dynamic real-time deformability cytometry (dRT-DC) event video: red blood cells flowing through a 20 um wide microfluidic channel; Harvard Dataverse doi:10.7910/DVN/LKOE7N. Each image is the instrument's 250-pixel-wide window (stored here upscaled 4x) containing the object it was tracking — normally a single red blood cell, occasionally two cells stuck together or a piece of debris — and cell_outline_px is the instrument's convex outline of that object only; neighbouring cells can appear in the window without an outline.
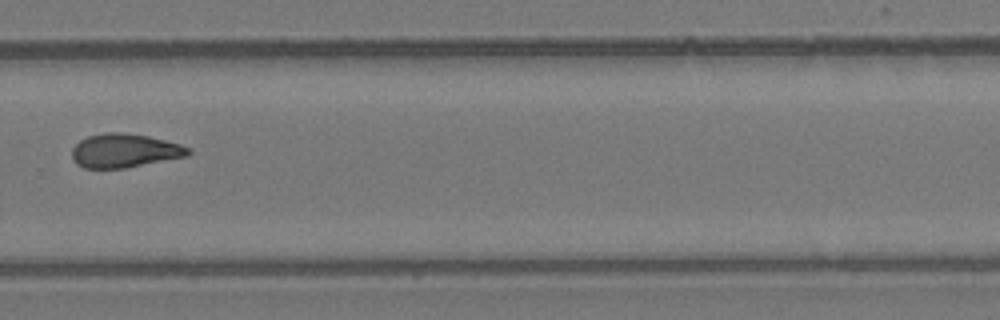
{"species": "common noctule bat (a hibernating species)", "species_latin": "Nyctalus noctula", "temperature_condition": "room temperature", "stored_images_in_passage": 12, "camera_frame_rate_fps": 3000, "um_per_image_px": 0.085, "animal": {"sex": "female", "body_mass_g": 24.6, "forearm_length_mm": 56.2}, "frame": {"image": 1, "passage_image": 12, "time_ms": 3.667, "image_size_px": [1000, 320], "cell_outline_px": [[192, 152], [188, 156], [124, 168], [84, 168], [76, 164], [72, 160], [72, 148], [80, 140], [88, 136], [104, 132], [120, 132], [148, 136], [180, 144], [188, 148]], "centroid_in_image_um": [10.56, 12.81], "position_along_channel_um": 319.2, "area_um2": 22.89}}